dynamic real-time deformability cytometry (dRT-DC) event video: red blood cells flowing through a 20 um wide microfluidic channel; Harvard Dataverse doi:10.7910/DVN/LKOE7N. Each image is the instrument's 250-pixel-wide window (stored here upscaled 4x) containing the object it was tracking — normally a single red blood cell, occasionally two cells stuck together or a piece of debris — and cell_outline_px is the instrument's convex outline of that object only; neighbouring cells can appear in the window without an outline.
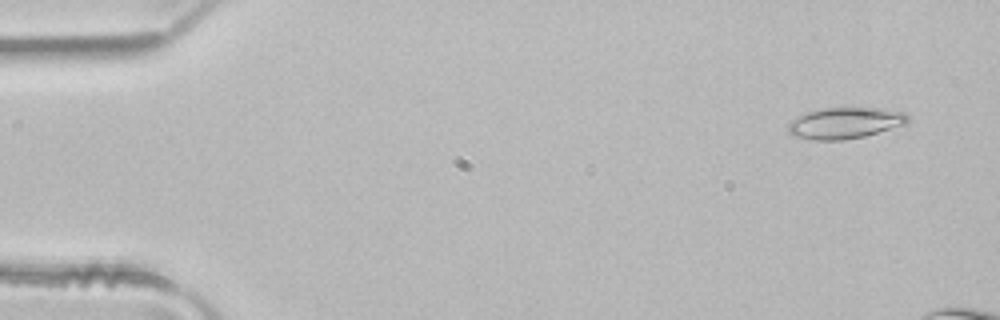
{"species": "common noctule bat (a hibernating species)", "species_latin": "Nyctalus noctula", "temperature_condition": "room temperature", "stored_images_in_passage": 3, "camera_frame_rate_fps": 3000, "um_per_image_px": 0.085, "animal": {"sex": "male", "body_mass_g": 21.5, "forearm_length_mm": 52.0}, "frame": {"image": 1, "passage_image": 3, "time_ms": 0.667, "image_size_px": [1000, 320], "cell_outline_px": [[908, 124], [864, 136], [844, 140], [812, 140], [792, 136], [788, 132], [788, 124], [792, 120], [808, 112], [820, 108], [880, 108], [904, 112], [908, 116]], "centroid_in_image_um": [71.83, 10.46], "position_along_channel_um": 13.2, "area_um2": 21.79}}